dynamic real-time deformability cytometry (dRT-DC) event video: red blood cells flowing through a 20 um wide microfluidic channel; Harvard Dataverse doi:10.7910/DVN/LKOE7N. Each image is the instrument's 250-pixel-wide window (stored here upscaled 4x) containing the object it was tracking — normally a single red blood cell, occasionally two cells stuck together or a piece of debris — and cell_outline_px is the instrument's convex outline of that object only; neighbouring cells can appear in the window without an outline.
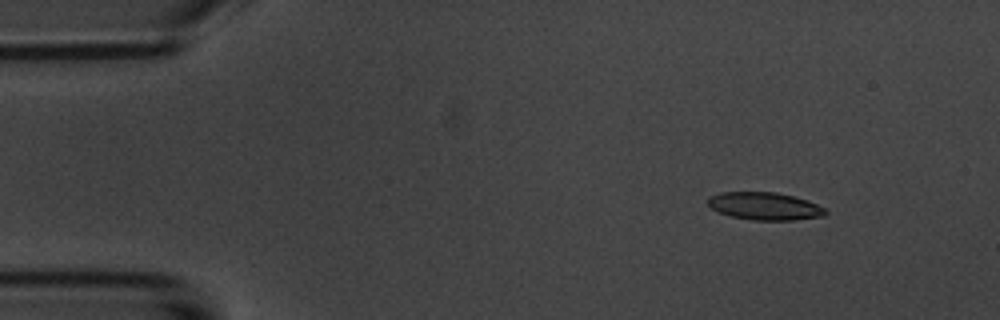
{"species": "common noctule bat (a hibernating species)", "species_latin": "Nyctalus noctula", "temperature_condition": "room temperature", "stored_images_in_passage": 5, "camera_frame_rate_fps": 3000, "um_per_image_px": 0.085, "animal": {"sex": "male", "body_mass_g": 20.1, "forearm_length_mm": 53.5}, "frame": {"image": 1, "passage_image": 1, "time_ms": 0.0, "image_size_px": [1000, 320], "cell_outline_px": [[828, 212], [824, 216], [792, 220], [752, 220], [732, 216], [720, 212], [712, 208], [708, 204], [708, 196], [720, 192], [776, 192], [792, 196], [816, 204], [824, 208]], "centroid_in_image_um": [64.98, 17.52], "position_along_channel_um": 20.0, "area_um2": 18.73}}
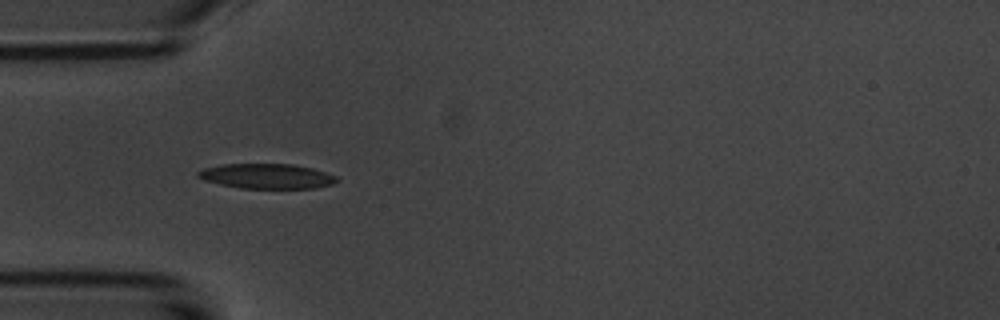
{"frame": {"image": 2, "passage_image": 4, "time_ms": 3.333, "image_size_px": [1000, 320], "cell_outline_px": [[340, 180], [332, 184], [316, 188], [240, 188], [220, 184], [204, 180], [196, 176], [196, 172], [204, 168], [220, 164], [292, 164], [312, 168], [336, 176]], "centroid_in_image_um": [22.66, 14.97], "position_along_channel_um": 62.3, "area_um2": 20.17}}